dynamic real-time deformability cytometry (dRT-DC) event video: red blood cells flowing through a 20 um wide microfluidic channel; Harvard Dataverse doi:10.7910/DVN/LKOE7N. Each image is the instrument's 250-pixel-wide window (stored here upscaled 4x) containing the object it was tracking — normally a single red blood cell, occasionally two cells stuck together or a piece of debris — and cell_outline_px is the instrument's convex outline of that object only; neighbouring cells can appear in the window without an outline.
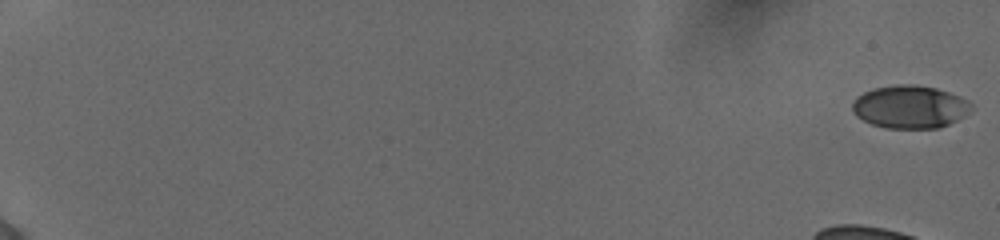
{"species": "human", "species_latin": "Homo sapiens", "temperature_condition": "cold", "stored_images_in_passage": 53, "camera_frame_rate_fps": 3000, "um_per_image_px": 0.085, "donor": {"sex": "female"}, "frame": {"image": 1, "passage_image": 1, "time_ms": 0.0, "image_size_px": [1000, 240], "cell_outline_px": [[972, 108], [964, 116], [948, 124], [936, 128], [884, 128], [872, 124], [856, 116], [852, 112], [852, 104], [856, 96], [872, 88], [896, 84], [912, 84], [936, 88], [960, 96], [968, 100], [972, 104]], "centroid_in_image_um": [77.32, 9.07], "position_along_channel_um": 7.7, "area_um2": 29.82}}